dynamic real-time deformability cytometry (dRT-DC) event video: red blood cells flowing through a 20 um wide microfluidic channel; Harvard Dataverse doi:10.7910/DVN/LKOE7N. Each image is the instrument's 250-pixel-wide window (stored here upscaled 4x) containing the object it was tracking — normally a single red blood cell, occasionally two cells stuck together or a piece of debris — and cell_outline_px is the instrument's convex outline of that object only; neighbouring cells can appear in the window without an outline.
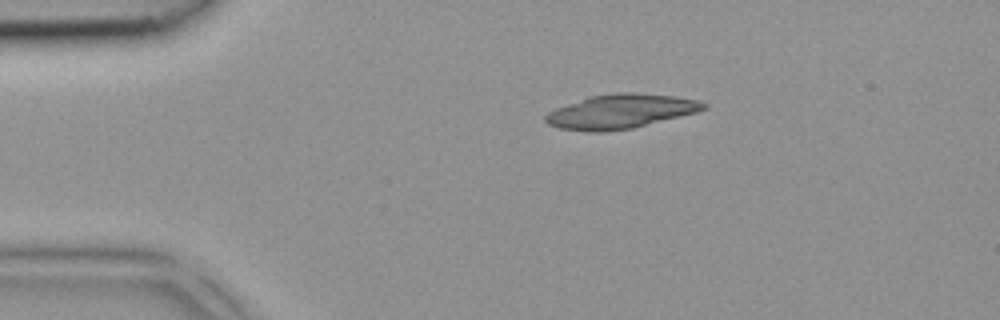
{"species": "common noctule bat (a hibernating species)", "species_latin": "Nyctalus noctula", "temperature_condition": "room temperature", "stored_images_in_passage": 2, "camera_frame_rate_fps": 3000, "um_per_image_px": 0.085, "animal": {"sex": "female", "body_mass_g": 18.4}, "frame": {"image": 1, "passage_image": 1, "time_ms": 0.0, "image_size_px": [1000, 320], "cell_outline_px": [[708, 108], [696, 112], [632, 128], [604, 132], [588, 132], [560, 128], [548, 124], [544, 120], [544, 116], [548, 112], [556, 108], [588, 96], [616, 92], [632, 92], [676, 96], [696, 100], [708, 104]], "centroid_in_image_um": [52.72, 9.46], "position_along_channel_um": 32.3, "area_um2": 31.56}}